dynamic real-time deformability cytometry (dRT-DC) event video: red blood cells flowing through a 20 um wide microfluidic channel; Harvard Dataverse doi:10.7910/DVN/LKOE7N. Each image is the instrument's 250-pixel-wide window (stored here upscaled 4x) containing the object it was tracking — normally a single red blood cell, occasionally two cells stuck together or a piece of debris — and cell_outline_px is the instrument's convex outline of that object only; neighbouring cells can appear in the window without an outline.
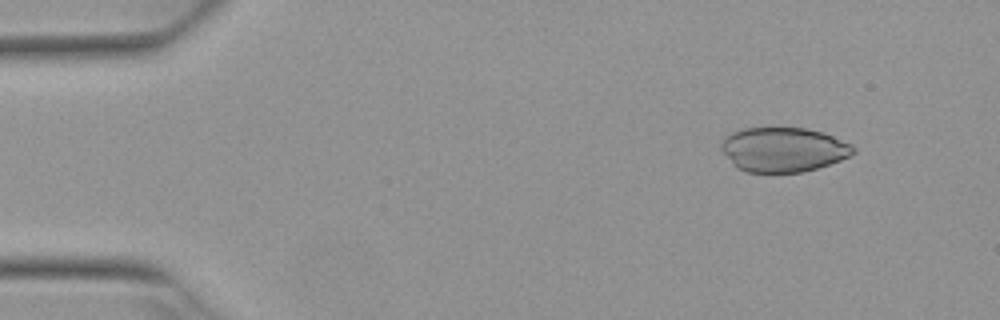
{"species": "Egyptian fruit bat (a non-hibernating species)", "species_latin": "Rousettus aegyptiacus", "temperature_condition": "warm", "stored_images_in_passage": 4, "camera_frame_rate_fps": 3000, "um_per_image_px": 0.085, "animal": {"sex": "female"}, "frame": {"image": 1, "passage_image": 1, "time_ms": 0.0, "image_size_px": [1000, 320], "cell_outline_px": [[856, 152], [840, 160], [804, 172], [748, 172], [736, 168], [732, 164], [720, 148], [720, 144], [732, 132], [744, 128], [804, 128], [820, 132], [832, 136], [852, 144], [856, 148]], "centroid_in_image_um": [66.58, 12.72], "position_along_channel_um": 18.4, "area_um2": 34.04}}